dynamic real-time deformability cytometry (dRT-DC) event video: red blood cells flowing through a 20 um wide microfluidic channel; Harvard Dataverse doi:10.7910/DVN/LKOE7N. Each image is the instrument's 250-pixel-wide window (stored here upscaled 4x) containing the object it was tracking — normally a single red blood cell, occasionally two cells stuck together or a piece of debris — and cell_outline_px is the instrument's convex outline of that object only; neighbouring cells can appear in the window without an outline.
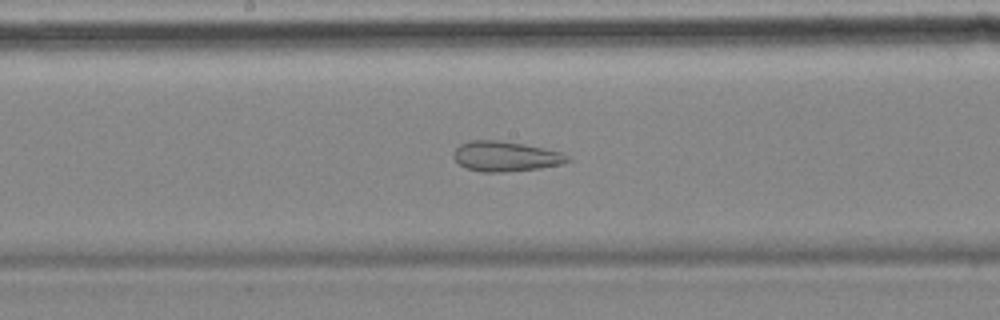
{"species": "common noctule bat (a hibernating species)", "species_latin": "Nyctalus noctula", "temperature_condition": "cold", "stored_images_in_passage": 46, "camera_frame_rate_fps": 3000, "um_per_image_px": 0.085, "animal": {"sex": "female", "body_mass_g": 18.4}, "frame": {"image": 1, "passage_image": 18, "time_ms": 5.667, "image_size_px": [1000, 320], "cell_outline_px": [[572, 160], [560, 164], [540, 168], [504, 172], [480, 172], [468, 168], [460, 164], [452, 156], [452, 152], [460, 144], [468, 140], [496, 140], [524, 144], [560, 152], [568, 156]], "centroid_in_image_um": [42.94, 13.29], "position_along_channel_um": 205.3, "area_um2": 19.88}}
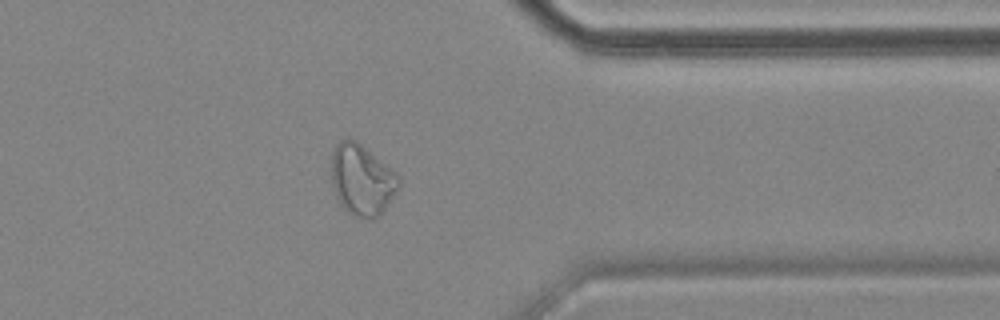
{"frame": {"image": 2, "passage_image": 34, "time_ms": 11.0, "image_size_px": [1000, 320], "cell_outline_px": [[400, 188], [384, 208], [372, 220], [356, 216], [348, 212], [336, 200], [332, 184], [332, 152], [336, 144], [340, 140], [348, 136], [352, 136], [396, 172], [400, 176]], "centroid_in_image_um": [30.75, 15.24], "position_along_channel_um": 380.6, "area_um2": 28.15}}
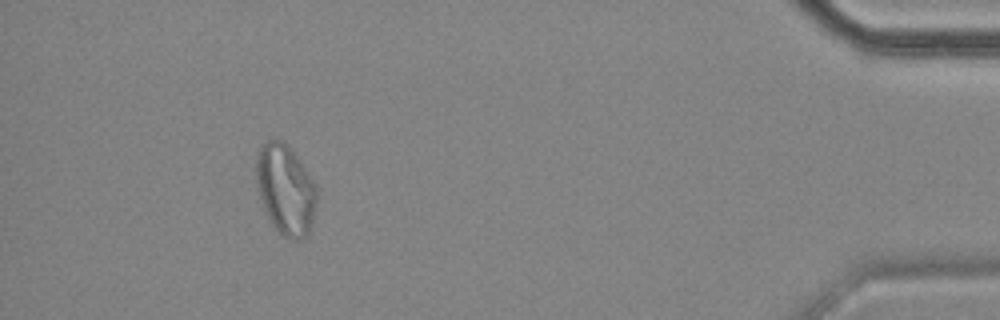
{"frame": {"image": 3, "passage_image": 41, "time_ms": 13.333, "image_size_px": [1000, 320], "cell_outline_px": [[316, 204], [312, 224], [308, 232], [304, 236], [296, 240], [284, 236], [272, 224], [264, 208], [260, 196], [256, 180], [256, 156], [260, 148], [268, 140], [280, 140], [288, 144], [312, 180], [316, 188]], "centroid_in_image_um": [24.26, 16.1], "position_along_channel_um": 410.9, "area_um2": 31.15}, "authors_computed_cell_mechanics": {"area_um2": 25.8366, "velocity_mm_per_s": 3.4927, "shape_relaxation_time_tau1_ms": null, "shape_relaxation_time_tau2_ms": 1.7359, "deformation_change_tau1": null, "deformation_change_tau2": 0.0943}}